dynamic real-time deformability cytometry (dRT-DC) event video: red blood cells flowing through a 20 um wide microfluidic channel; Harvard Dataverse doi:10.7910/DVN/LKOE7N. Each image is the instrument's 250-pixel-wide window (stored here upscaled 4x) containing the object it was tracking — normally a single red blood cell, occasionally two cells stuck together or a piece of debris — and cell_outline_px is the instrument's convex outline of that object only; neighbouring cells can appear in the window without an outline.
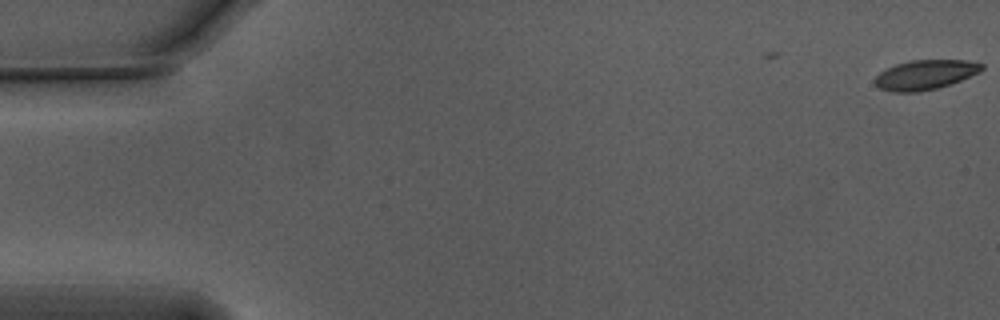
{"species": "Egyptian fruit bat (a non-hibernating species)", "species_latin": "Rousettus aegyptiacus", "temperature_condition": "warm", "stored_images_in_passage": 3, "camera_frame_rate_fps": 3000, "um_per_image_px": 0.085, "animal": {"sex": "male"}, "frame": {"image": 1, "passage_image": 3, "time_ms": 0.667, "image_size_px": [1000, 320], "cell_outline_px": [[984, 68], [980, 72], [960, 80], [936, 88], [916, 92], [892, 92], [880, 88], [876, 84], [876, 76], [880, 72], [896, 64], [908, 60], [968, 60], [984, 64]], "centroid_in_image_um": [78.66, 6.34], "position_along_channel_um": 6.3, "area_um2": 18.26}}